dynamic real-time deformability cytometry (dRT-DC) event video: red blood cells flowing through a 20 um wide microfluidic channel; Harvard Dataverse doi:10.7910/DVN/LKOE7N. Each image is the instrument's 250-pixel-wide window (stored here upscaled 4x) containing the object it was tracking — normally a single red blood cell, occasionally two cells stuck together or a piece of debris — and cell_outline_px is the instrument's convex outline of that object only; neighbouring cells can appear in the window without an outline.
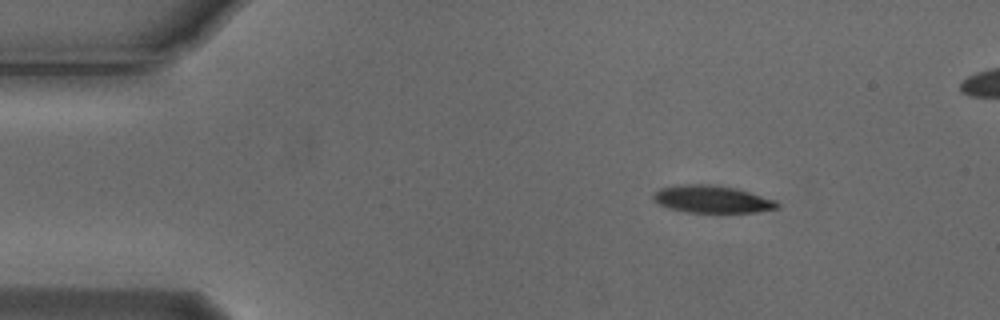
{"species": "Egyptian fruit bat (a non-hibernating species)", "species_latin": "Rousettus aegyptiacus", "temperature_condition": "cold", "stored_images_in_passage": 5, "segment_of_instrument_passage": [1, 2], "camera_frame_rate_fps": 3000, "um_per_image_px": 0.085, "animal": {"sex": "male"}, "frame": {"image": 1, "passage_image": 2, "time_ms": 0.333, "image_size_px": [1000, 320], "cell_outline_px": [[780, 208], [756, 212], [688, 212], [672, 208], [660, 204], [652, 196], [660, 188], [676, 184], [712, 184], [736, 188], [752, 192], [776, 200], [780, 204]], "centroid_in_image_um": [60.6, 16.91], "position_along_channel_um": 24.4, "area_um2": 19.77}}